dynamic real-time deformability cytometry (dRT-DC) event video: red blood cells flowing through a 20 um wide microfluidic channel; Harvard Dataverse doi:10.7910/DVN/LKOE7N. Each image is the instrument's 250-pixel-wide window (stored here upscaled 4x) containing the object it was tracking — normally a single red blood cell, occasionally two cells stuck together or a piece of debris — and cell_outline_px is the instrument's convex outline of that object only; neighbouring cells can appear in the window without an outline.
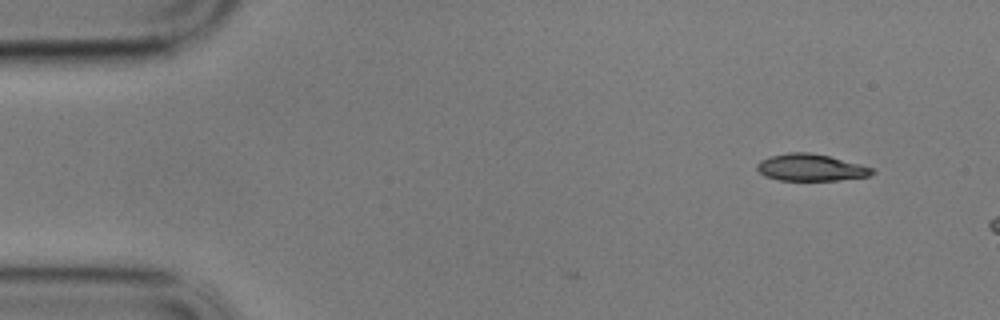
{"species": "common noctule bat (a hibernating species)", "species_latin": "Nyctalus noctula", "temperature_condition": "cold", "stored_images_in_passage": 3, "camera_frame_rate_fps": 3000, "um_per_image_px": 0.085, "animal": {"sex": "male", "body_mass_g": 17.9}, "frame": {"image": 1, "passage_image": 1, "time_ms": 0.0, "image_size_px": [1000, 320], "cell_outline_px": [[876, 172], [868, 176], [836, 180], [780, 180], [764, 176], [756, 168], [756, 164], [760, 160], [768, 156], [788, 152], [812, 152], [876, 168]], "centroid_in_image_um": [68.9, 14.23], "position_along_channel_um": 16.1, "area_um2": 18.15}}